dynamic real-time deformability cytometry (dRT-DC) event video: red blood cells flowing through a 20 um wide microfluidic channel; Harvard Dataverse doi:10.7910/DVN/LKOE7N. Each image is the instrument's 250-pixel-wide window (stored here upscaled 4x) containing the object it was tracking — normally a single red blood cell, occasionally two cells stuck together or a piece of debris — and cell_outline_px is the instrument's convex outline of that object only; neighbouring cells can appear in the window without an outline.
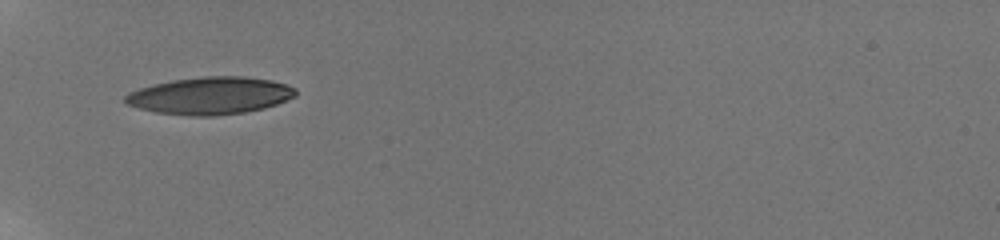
{"species": "human", "species_latin": "Homo sapiens", "temperature_condition": "room temperature", "stored_images_in_passage": 83, "camera_frame_rate_fps": 3000, "um_per_image_px": 0.085, "donor": {"sex": "male"}, "frame": {"image": 1, "passage_image": 1, "time_ms": 0.0, "image_size_px": [1000, 240], "cell_outline_px": [[296, 96], [276, 104], [264, 108], [244, 112], [212, 116], [192, 116], [156, 112], [124, 104], [124, 96], [128, 92], [152, 84], [172, 80], [204, 76], [244, 76], [272, 80], [288, 84], [296, 88]], "centroid_in_image_um": [17.86, 8.12], "position_along_channel_um": 67.1, "area_um2": 37.22}}
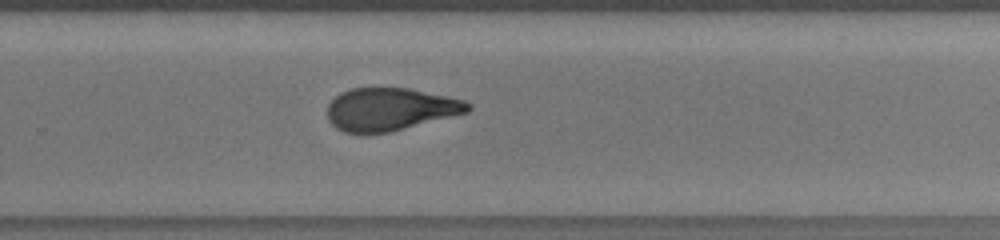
{"frame": {"image": 2, "passage_image": 42, "time_ms": 6.333, "image_size_px": [1000, 240], "cell_outline_px": [[472, 108], [468, 112], [388, 132], [344, 132], [336, 128], [328, 120], [328, 104], [340, 92], [352, 88], [408, 88], [448, 96], [464, 100], [472, 104]], "centroid_in_image_um": [33.17, 9.27], "position_along_channel_um": 296.6, "area_um2": 34.62}}
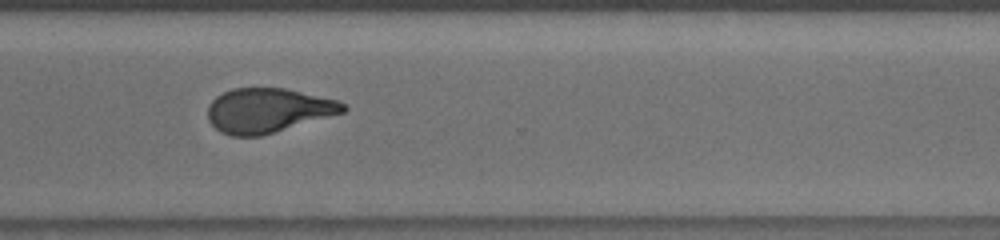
{"frame": {"image": 3, "passage_image": 53, "time_ms": 7.667, "image_size_px": [1000, 240], "cell_outline_px": [[348, 108], [344, 112], [260, 136], [232, 136], [220, 132], [208, 120], [208, 104], [216, 96], [232, 88], [288, 88], [336, 100], [344, 104]], "centroid_in_image_um": [22.75, 9.38], "position_along_channel_um": 347.9, "area_um2": 34.91}, "authors_computed_cell_mechanics": {"area_um2": 35.836, "velocity_mm_per_s": 3.8204, "shape_relaxation_time_tau1_ms": 6.3758, "shape_relaxation_time_tau2_ms": 1.7602, "deformation_change_tau1": 0.2262, "deformation_change_tau2": 0.088}}